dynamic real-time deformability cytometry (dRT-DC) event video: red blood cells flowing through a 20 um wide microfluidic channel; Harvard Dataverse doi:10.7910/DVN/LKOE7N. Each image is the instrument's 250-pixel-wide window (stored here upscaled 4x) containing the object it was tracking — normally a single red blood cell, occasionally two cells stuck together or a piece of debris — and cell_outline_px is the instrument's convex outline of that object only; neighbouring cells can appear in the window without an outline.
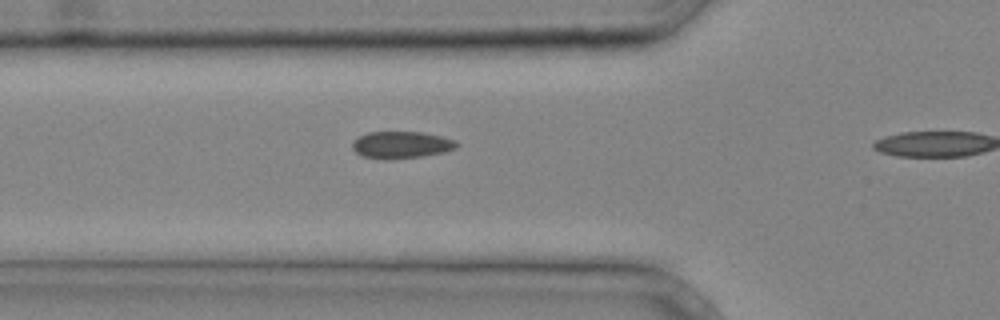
{"species": "common noctule bat (a hibernating species)", "species_latin": "Nyctalus noctula", "temperature_condition": "cold", "stored_images_in_passage": 7, "camera_frame_rate_fps": 3000, "um_per_image_px": 0.085, "animal": {"sex": "male", "body_mass_g": 20.4}, "frame": {"image": 1, "passage_image": 6, "time_ms": 1.667, "image_size_px": [1000, 320], "cell_outline_px": [[460, 144], [456, 148], [444, 152], [424, 156], [388, 160], [364, 156], [356, 152], [352, 148], [352, 140], [368, 132], [424, 132], [456, 140]], "centroid_in_image_um": [34.13, 12.31], "position_along_channel_um": 91.7, "area_um2": 16.53}}